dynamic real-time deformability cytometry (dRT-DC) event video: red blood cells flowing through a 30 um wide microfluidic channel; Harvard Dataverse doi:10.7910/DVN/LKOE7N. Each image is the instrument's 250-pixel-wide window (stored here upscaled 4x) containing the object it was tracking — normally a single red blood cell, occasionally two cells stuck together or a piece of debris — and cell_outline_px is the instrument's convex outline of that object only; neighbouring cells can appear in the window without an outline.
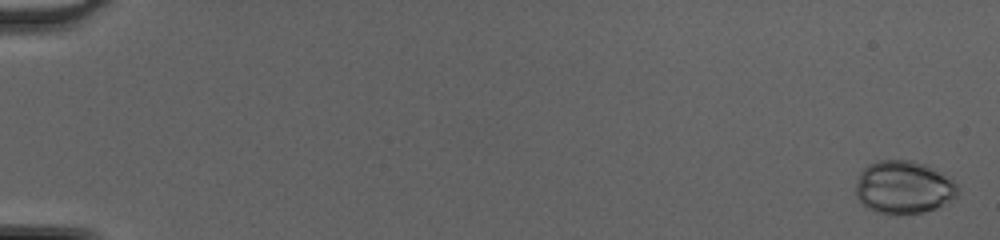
{"species": "common noctule bat (a hibernating species)", "species_latin": "Nyctalus noctula", "temperature_condition": "cold", "stored_images_in_passage": 50, "camera_frame_rate_fps": 3000, "um_per_image_px": 0.085, "animal": {"sex": "female", "body_mass_g": 20.0, "forearm_length_mm": 54.0}, "frame": {"image": 1, "passage_image": 2, "time_ms": 0.333, "image_size_px": [1000, 240], "cell_outline_px": [[960, 192], [956, 196], [936, 208], [924, 212], [896, 216], [876, 212], [868, 208], [856, 196], [856, 184], [860, 172], [868, 164], [880, 160], [912, 160], [924, 164], [952, 180], [956, 184]], "centroid_in_image_um": [76.78, 15.94], "position_along_channel_um": 8.2, "area_um2": 31.44}}
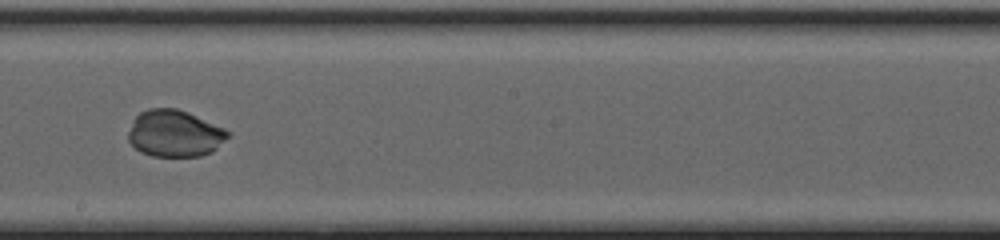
{"frame": {"image": 2, "passage_image": 31, "time_ms": 10.0, "image_size_px": [1000, 240], "cell_outline_px": [[228, 136], [212, 152], [200, 156], [152, 156], [140, 152], [128, 140], [128, 132], [132, 120], [140, 112], [148, 108], [176, 108], [188, 112], [224, 128], [228, 132]], "centroid_in_image_um": [14.81, 11.34], "position_along_channel_um": 233.4, "area_um2": 27.05}}
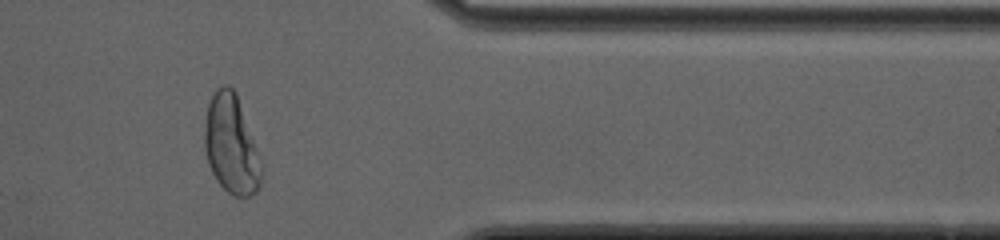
{"frame": {"image": 3, "passage_image": 43, "time_ms": 14.0, "image_size_px": [1000, 240], "cell_outline_px": [[260, 184], [256, 192], [248, 196], [232, 196], [216, 180], [208, 164], [204, 148], [204, 124], [208, 104], [216, 88], [224, 84], [228, 84], [236, 92], [260, 160]], "centroid_in_image_um": [19.61, 12.27], "position_along_channel_um": 391.8, "area_um2": 32.31}, "authors_computed_cell_mechanics": {"area_um2": 28.8711, "velocity_mm_per_s": 4.3034, "shape_relaxation_time_tau1_ms": 3.9368, "shape_relaxation_time_tau2_ms": null, "deformation_change_tau1": 0.1773, "deformation_change_tau2": null}}